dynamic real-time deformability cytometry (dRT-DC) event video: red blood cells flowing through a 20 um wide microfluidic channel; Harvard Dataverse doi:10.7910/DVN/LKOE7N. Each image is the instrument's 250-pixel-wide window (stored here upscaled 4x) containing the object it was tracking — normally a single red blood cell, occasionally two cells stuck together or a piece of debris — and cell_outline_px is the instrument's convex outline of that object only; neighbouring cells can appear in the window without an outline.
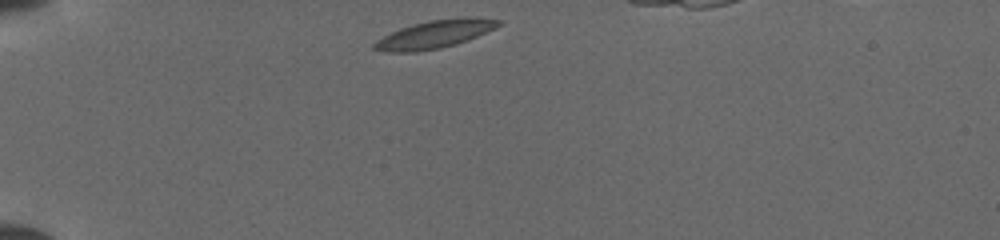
{"species": "common noctule bat (a hibernating species)", "species_latin": "Nyctalus noctula", "temperature_condition": "cold", "stored_images_in_passage": 34, "camera_frame_rate_fps": 3000, "um_per_image_px": 0.085, "animal": {"sex": "female", "body_mass_g": 19.5, "forearm_length_mm": 54.1}, "frame": {"image": 1, "passage_image": 1, "time_ms": 0.0, "image_size_px": [1000, 240], "cell_outline_px": [[500, 24], [496, 28], [456, 44], [440, 48], [416, 52], [388, 52], [372, 48], [372, 44], [376, 40], [400, 28], [412, 24], [428, 20], [472, 16], [500, 20]], "centroid_in_image_um": [36.94, 2.9], "position_along_channel_um": 48.1, "area_um2": 20.17}}
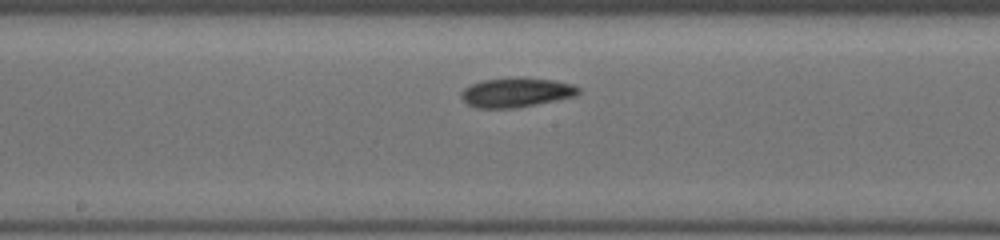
{"frame": {"image": 2, "passage_image": 15, "time_ms": 4.667, "image_size_px": [1000, 240], "cell_outline_px": [[580, 92], [576, 96], [516, 108], [476, 108], [468, 104], [460, 96], [460, 92], [464, 88], [472, 84], [484, 80], [508, 76], [520, 76], [552, 80], [572, 84], [580, 88]], "centroid_in_image_um": [43.87, 7.84], "position_along_channel_um": 204.3, "area_um2": 20.4}}
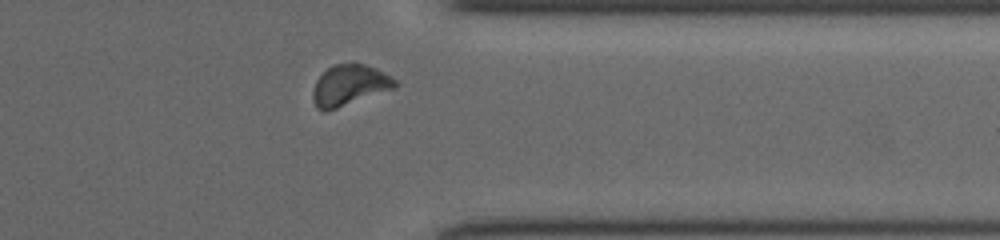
{"frame": {"image": 3, "passage_image": 28, "time_ms": 9.0, "image_size_px": [1000, 240], "cell_outline_px": [[400, 84], [396, 88], [324, 112], [316, 108], [312, 100], [312, 92], [316, 80], [332, 64], [364, 64], [376, 68], [396, 80]], "centroid_in_image_um": [29.7, 7.25], "position_along_channel_um": 381.7, "area_um2": 19.48}}